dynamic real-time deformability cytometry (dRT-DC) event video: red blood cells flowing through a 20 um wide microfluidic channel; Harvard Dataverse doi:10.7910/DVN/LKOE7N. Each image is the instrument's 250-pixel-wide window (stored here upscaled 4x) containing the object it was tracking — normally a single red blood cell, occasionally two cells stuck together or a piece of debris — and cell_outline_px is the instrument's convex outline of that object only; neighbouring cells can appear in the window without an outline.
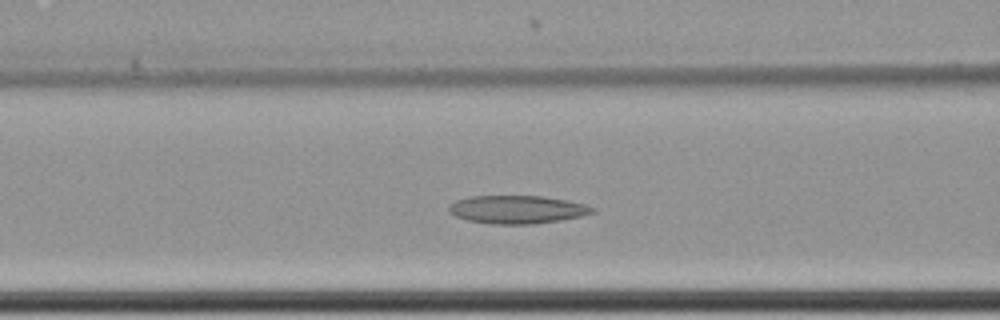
{"species": "common noctule bat (a hibernating species)", "species_latin": "Nyctalus noctula", "temperature_condition": "cold", "stored_images_in_passage": 56, "camera_frame_rate_fps": 3000, "um_per_image_px": 0.085, "animal": {"sex": "female", "body_mass_g": 22.7, "forearm_length_mm": 54.2}, "frame": {"image": 1, "passage_image": 21, "time_ms": 6.667, "image_size_px": [1000, 320], "cell_outline_px": [[596, 212], [584, 216], [560, 220], [532, 224], [492, 224], [468, 220], [456, 216], [448, 212], [448, 204], [456, 200], [468, 196], [544, 196], [584, 204], [596, 208]], "centroid_in_image_um": [43.95, 17.8], "position_along_channel_um": 122.6, "area_um2": 23.64}}
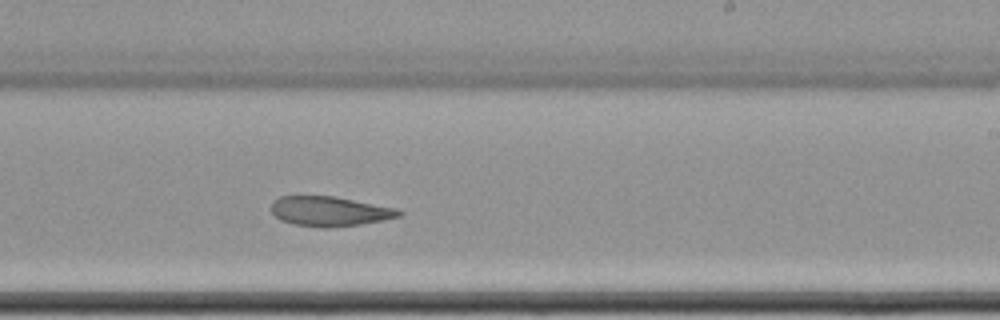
{"frame": {"image": 2, "passage_image": 33, "time_ms": 10.667, "image_size_px": [1000, 320], "cell_outline_px": [[404, 212], [400, 216], [384, 220], [360, 224], [328, 228], [320, 228], [292, 224], [280, 220], [272, 212], [272, 204], [280, 196], [336, 196], [396, 208]], "centroid_in_image_um": [28.04, 17.97], "position_along_channel_um": 261.0, "area_um2": 22.2}}
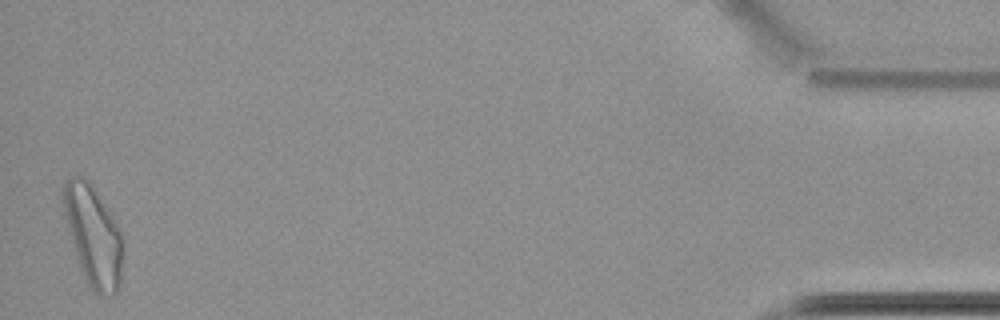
{"frame": {"image": 3, "passage_image": 55, "time_ms": 18.0, "image_size_px": [1000, 320], "cell_outline_px": [[120, 288], [112, 296], [100, 296], [92, 292], [80, 268], [68, 232], [60, 196], [60, 192], [64, 180], [68, 176], [80, 176], [88, 180], [120, 232]], "centroid_in_image_um": [7.83, 20.04], "position_along_channel_um": 427.4, "area_um2": 34.16}}